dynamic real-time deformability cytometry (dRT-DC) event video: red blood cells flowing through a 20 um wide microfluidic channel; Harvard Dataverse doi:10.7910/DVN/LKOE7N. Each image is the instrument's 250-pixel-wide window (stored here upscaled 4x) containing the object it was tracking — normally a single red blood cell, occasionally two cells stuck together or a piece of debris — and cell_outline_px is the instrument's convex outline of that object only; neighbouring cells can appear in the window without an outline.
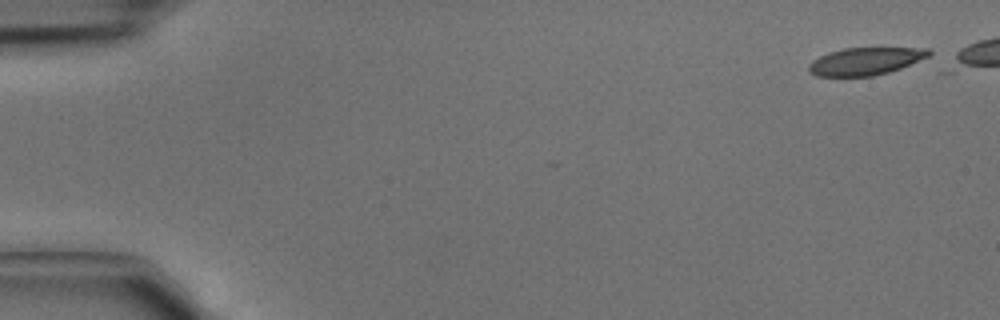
{"species": "common noctule bat (a hibernating species)", "species_latin": "Nyctalus noctula", "temperature_condition": "cold", "stored_images_in_passage": 6, "camera_frame_rate_fps": 3000, "um_per_image_px": 0.085, "animal": {"sex": "male", "body_mass_g": 15.6}, "frame": {"image": 1, "passage_image": 1, "time_ms": 0.0, "image_size_px": [1000, 320], "cell_outline_px": [[932, 52], [928, 56], [900, 68], [888, 72], [872, 76], [816, 76], [808, 72], [808, 64], [812, 60], [828, 52], [844, 48], [928, 48]], "centroid_in_image_um": [73.5, 5.2], "position_along_channel_um": 11.5, "area_um2": 19.13}}
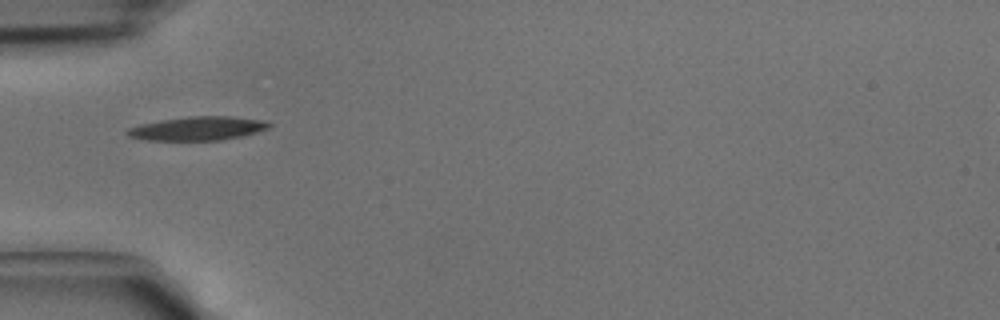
{"frame": {"image": 2, "passage_image": 6, "time_ms": 1.667, "image_size_px": [1000, 320], "cell_outline_px": [[272, 124], [268, 128], [256, 132], [240, 136], [220, 140], [144, 140], [128, 136], [124, 132], [128, 128], [140, 124], [160, 120], [188, 116], [228, 116], [264, 120]], "centroid_in_image_um": [16.76, 10.91], "position_along_channel_um": 68.2, "area_um2": 19.59}}